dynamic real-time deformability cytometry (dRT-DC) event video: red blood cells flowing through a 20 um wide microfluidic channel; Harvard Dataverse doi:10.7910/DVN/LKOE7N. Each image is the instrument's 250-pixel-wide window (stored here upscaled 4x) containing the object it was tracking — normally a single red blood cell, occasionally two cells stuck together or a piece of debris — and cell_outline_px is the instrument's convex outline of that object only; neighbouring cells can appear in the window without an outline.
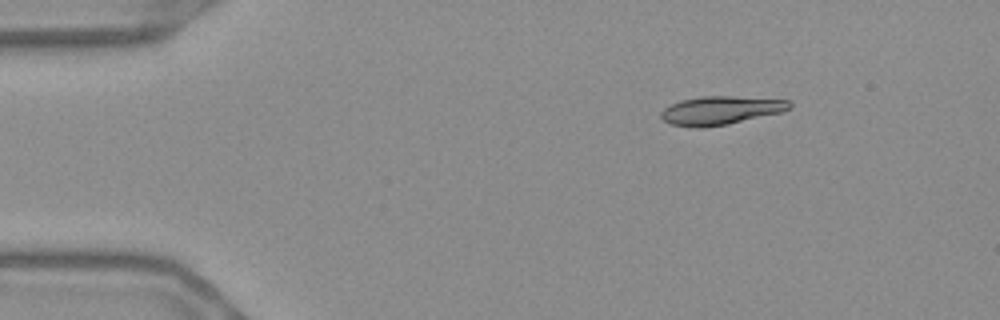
{"species": "Egyptian fruit bat (a non-hibernating species)", "species_latin": "Rousettus aegyptiacus", "temperature_condition": "warm", "stored_images_in_passage": 48, "camera_frame_rate_fps": 3000, "um_per_image_px": 0.085, "frame": {"image": 1, "passage_image": 1, "time_ms": 0.0, "image_size_px": [1000, 320], "cell_outline_px": [[792, 108], [784, 112], [728, 124], [704, 128], [696, 128], [668, 124], [660, 116], [660, 112], [664, 108], [680, 100], [700, 96], [732, 96], [788, 100], [792, 104]], "centroid_in_image_um": [61.26, 9.39], "position_along_channel_um": 23.7, "area_um2": 21.62}}
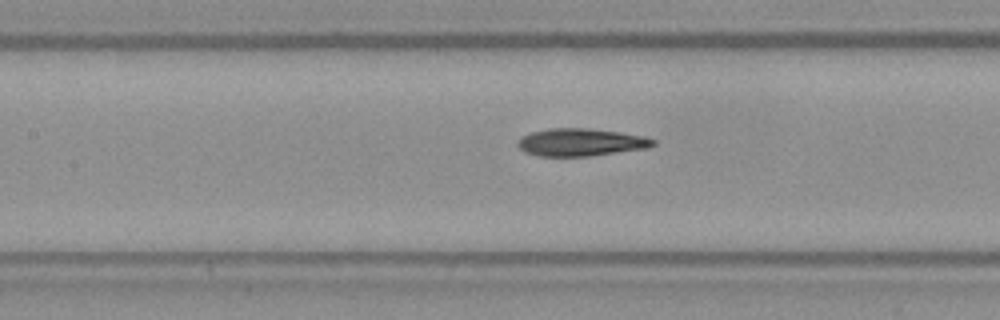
{"frame": {"image": 2, "passage_image": 18, "time_ms": 5.667, "image_size_px": [1000, 320], "cell_outline_px": [[656, 144], [648, 148], [592, 156], [540, 156], [524, 152], [516, 144], [516, 140], [532, 132], [548, 128], [588, 128], [620, 132], [644, 136], [656, 140]], "centroid_in_image_um": [49.38, 12.09], "position_along_channel_um": 158.0, "area_um2": 21.91}}
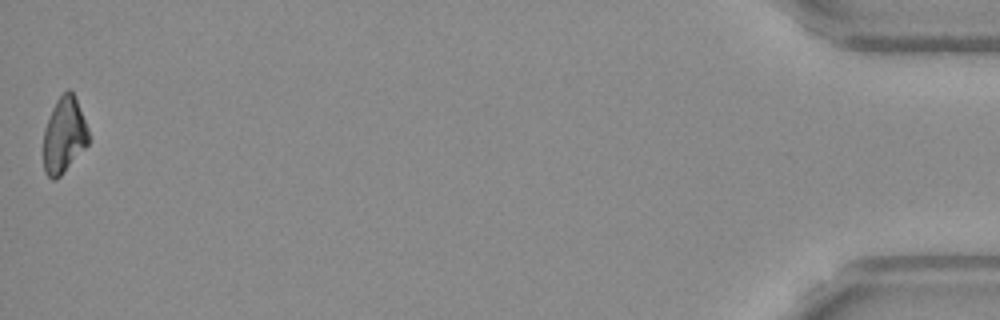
{"frame": {"image": 3, "passage_image": 48, "time_ms": 15.667, "image_size_px": [1000, 320], "cell_outline_px": [[88, 144], [64, 172], [56, 180], [52, 180], [44, 172], [44, 128], [52, 108], [56, 100], [68, 88], [72, 92], [76, 100], [88, 128]], "centroid_in_image_um": [5.43, 11.51], "position_along_channel_um": 429.8, "area_um2": 19.71}, "authors_computed_cell_mechanics": {"area_um2": 21.675, "velocity_mm_per_s": 3.6796, "shape_relaxation_time_tau1_ms": 7.9839, "shape_relaxation_time_tau2_ms": 3.9212, "deformation_change_tau1": 0.2268, "deformation_change_tau2": 0.0949}}